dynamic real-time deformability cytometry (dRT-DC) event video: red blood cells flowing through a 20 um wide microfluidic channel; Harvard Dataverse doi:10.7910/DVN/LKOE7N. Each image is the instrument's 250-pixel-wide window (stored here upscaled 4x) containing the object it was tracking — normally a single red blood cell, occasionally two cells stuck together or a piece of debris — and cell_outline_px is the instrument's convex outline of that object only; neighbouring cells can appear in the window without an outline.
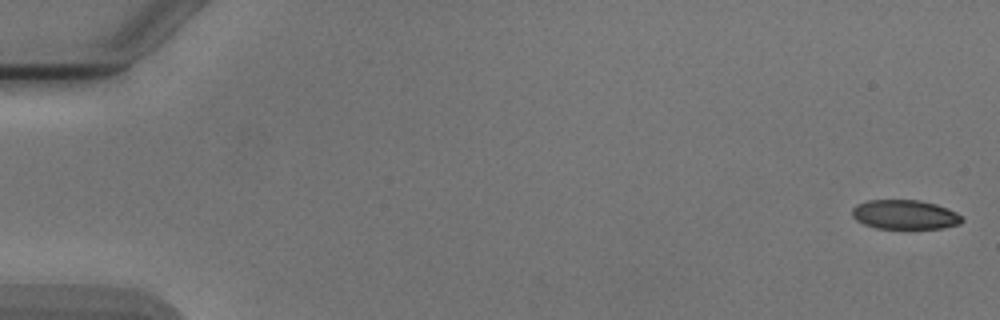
{"species": "Egyptian fruit bat (a non-hibernating species)", "species_latin": "Rousettus aegyptiacus", "temperature_condition": "cold", "stored_images_in_passage": 6, "camera_frame_rate_fps": 3000, "um_per_image_px": 0.085, "animal": {"sex": "male"}, "frame": {"image": 1, "passage_image": 1, "time_ms": 0.0, "image_size_px": [1000, 320], "cell_outline_px": [[964, 220], [960, 224], [944, 228], [876, 228], [864, 224], [856, 220], [852, 216], [852, 208], [856, 204], [868, 200], [920, 200], [936, 204], [948, 208], [964, 216]], "centroid_in_image_um": [76.94, 18.24], "position_along_channel_um": 8.1, "area_um2": 18.96}}